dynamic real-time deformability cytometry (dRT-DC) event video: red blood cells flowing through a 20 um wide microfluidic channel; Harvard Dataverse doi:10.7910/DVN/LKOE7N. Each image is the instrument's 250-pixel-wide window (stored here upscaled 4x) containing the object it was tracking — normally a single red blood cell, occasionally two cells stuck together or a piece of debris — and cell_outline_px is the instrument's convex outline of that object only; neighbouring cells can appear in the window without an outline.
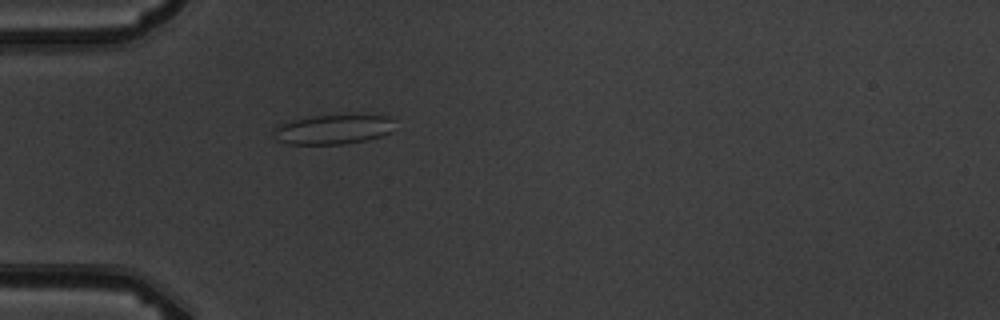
{"species": "common noctule bat (a hibernating species)", "species_latin": "Nyctalus noctula", "temperature_condition": "warm", "stored_images_in_passage": 2, "camera_frame_rate_fps": 3000, "um_per_image_px": 0.085, "animal": {"sex": "male", "body_mass_g": 19.5, "forearm_length_mm": 54.6}, "frame": {"image": 1, "passage_image": 2, "time_ms": 1.0, "image_size_px": [1000, 320], "cell_outline_px": [[392, 132], [380, 136], [364, 140], [340, 144], [288, 144], [276, 140], [272, 132], [280, 124], [312, 116], [388, 116], [392, 120]], "centroid_in_image_um": [28.27, 11.02], "position_along_channel_um": 56.7, "area_um2": 20.29}}